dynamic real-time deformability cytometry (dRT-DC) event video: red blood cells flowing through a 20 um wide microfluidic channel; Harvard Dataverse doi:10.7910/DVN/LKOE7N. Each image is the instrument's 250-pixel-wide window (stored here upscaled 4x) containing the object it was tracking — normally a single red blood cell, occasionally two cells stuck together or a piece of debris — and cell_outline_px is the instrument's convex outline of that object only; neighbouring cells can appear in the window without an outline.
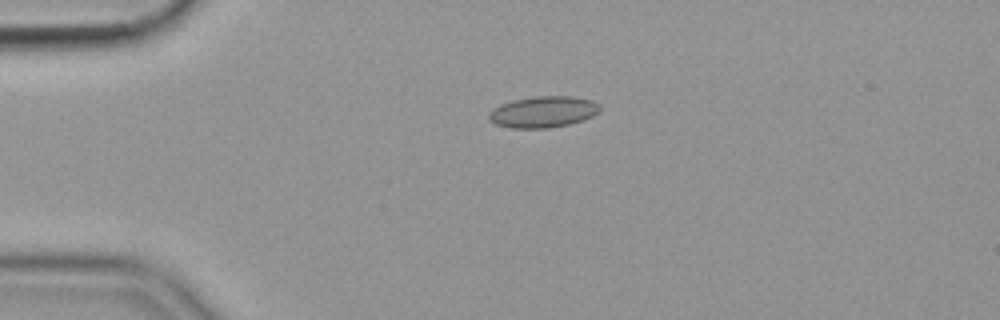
{"species": "common noctule bat (a hibernating species)", "species_latin": "Nyctalus noctula", "temperature_condition": "cold", "stored_images_in_passage": 44, "camera_frame_rate_fps": 3000, "um_per_image_px": 0.085, "animal": {"sex": "female", "body_mass_g": 19.9}, "frame": {"image": 1, "passage_image": 1, "time_ms": 0.0, "image_size_px": [1000, 320], "cell_outline_px": [[600, 108], [592, 116], [568, 124], [548, 128], [512, 128], [496, 124], [488, 120], [488, 112], [500, 104], [512, 100], [536, 96], [572, 96], [592, 100], [600, 104]], "centroid_in_image_um": [46.13, 9.5], "position_along_channel_um": 38.9, "area_um2": 20.17}}
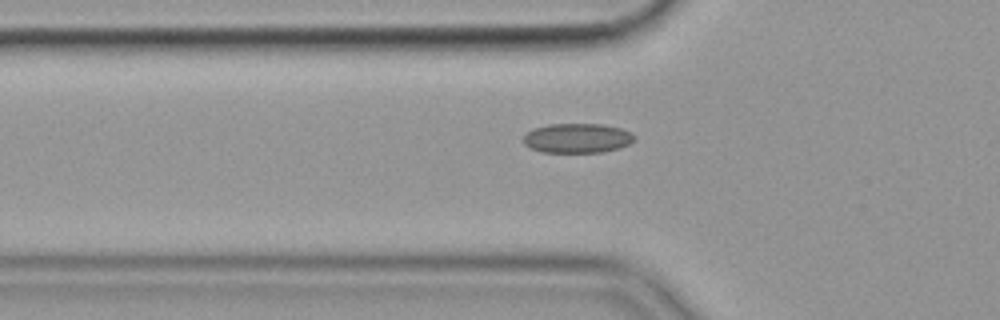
{"frame": {"image": 2, "passage_image": 7, "time_ms": 2.0, "image_size_px": [1000, 320], "cell_outline_px": [[636, 140], [620, 148], [600, 152], [540, 152], [528, 148], [524, 144], [524, 136], [532, 128], [548, 124], [604, 124], [620, 128], [632, 132], [636, 136]], "centroid_in_image_um": [49.08, 11.74], "position_along_channel_um": 76.7, "area_um2": 19.36}, "authors_computed_cell_mechanics": {"area_um2": 18.5538, "velocity_mm_per_s": 3.5662, "shape_relaxation_time_tau1_ms": null, "shape_relaxation_time_tau2_ms": 2.3432, "deformation_change_tau1": null, "deformation_change_tau2": 0.0653}}